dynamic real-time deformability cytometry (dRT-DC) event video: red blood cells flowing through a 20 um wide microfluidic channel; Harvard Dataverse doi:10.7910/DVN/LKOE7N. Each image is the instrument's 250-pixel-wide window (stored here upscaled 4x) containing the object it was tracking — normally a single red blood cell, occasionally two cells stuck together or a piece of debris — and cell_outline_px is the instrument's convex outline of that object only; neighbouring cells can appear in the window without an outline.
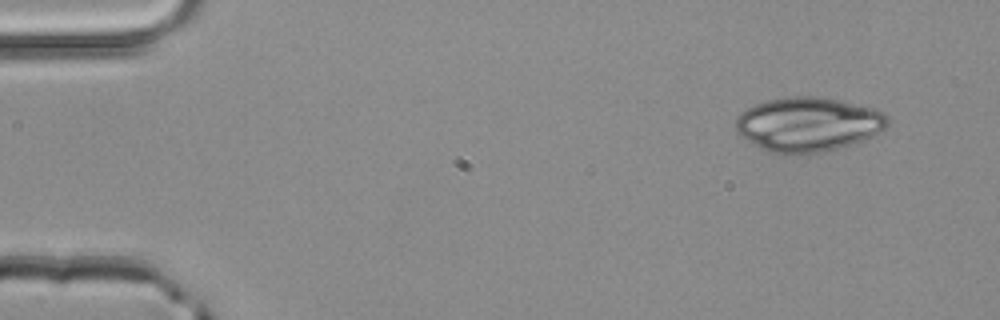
{"species": "common noctule bat (a hibernating species)", "species_latin": "Nyctalus noctula", "temperature_condition": "room temperature", "stored_images_in_passage": 2, "camera_frame_rate_fps": 3000, "um_per_image_px": 0.085, "animal": {"sex": "male", "body_mass_g": 20.4}, "frame": {"image": 1, "passage_image": 1, "time_ms": 0.0, "image_size_px": [1000, 320], "cell_outline_px": [[888, 124], [884, 128], [872, 136], [864, 140], [824, 152], [788, 156], [780, 156], [760, 148], [740, 136], [736, 132], [736, 116], [740, 112], [756, 104], [768, 100], [792, 96], [816, 96], [840, 100], [876, 108], [884, 112], [888, 116]], "centroid_in_image_um": [68.67, 10.59], "position_along_channel_um": 16.3, "area_um2": 48.73}}